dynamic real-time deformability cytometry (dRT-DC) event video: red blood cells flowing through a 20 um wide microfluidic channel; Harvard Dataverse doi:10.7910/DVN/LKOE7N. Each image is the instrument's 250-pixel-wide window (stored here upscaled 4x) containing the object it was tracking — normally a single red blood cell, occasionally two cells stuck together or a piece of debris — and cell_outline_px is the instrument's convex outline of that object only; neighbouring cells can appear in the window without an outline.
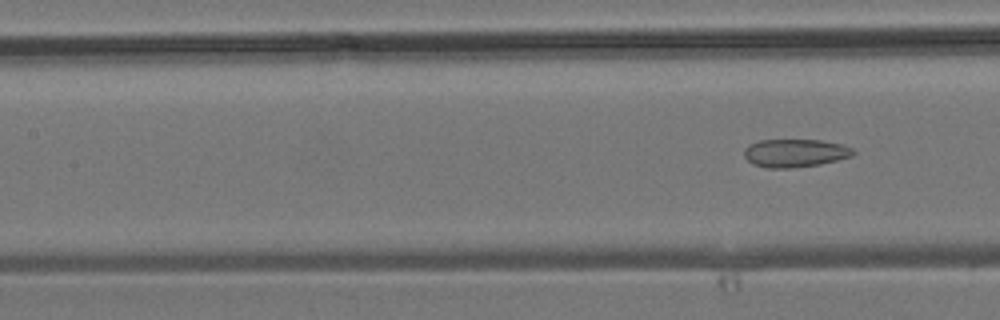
{"species": "common noctule bat (a hibernating species)", "species_latin": "Nyctalus noctula", "temperature_condition": "room temperature", "stored_images_in_passage": 5, "segment_of_instrument_passage": [2, 2], "camera_frame_rate_fps": 3000, "um_per_image_px": 0.085, "animal": {"sex": "male", "body_mass_g": 19.2, "forearm_length_mm": 51.8}, "frame": {"image": 1, "passage_image": 5, "time_ms": 6.0, "image_size_px": [1000, 320], "cell_outline_px": [[856, 152], [852, 156], [820, 164], [792, 168], [768, 168], [752, 164], [744, 156], [744, 148], [748, 144], [760, 140], [820, 140], [840, 144], [852, 148]], "centroid_in_image_um": [67.55, 13.01], "position_along_channel_um": 139.9, "area_um2": 17.86}}